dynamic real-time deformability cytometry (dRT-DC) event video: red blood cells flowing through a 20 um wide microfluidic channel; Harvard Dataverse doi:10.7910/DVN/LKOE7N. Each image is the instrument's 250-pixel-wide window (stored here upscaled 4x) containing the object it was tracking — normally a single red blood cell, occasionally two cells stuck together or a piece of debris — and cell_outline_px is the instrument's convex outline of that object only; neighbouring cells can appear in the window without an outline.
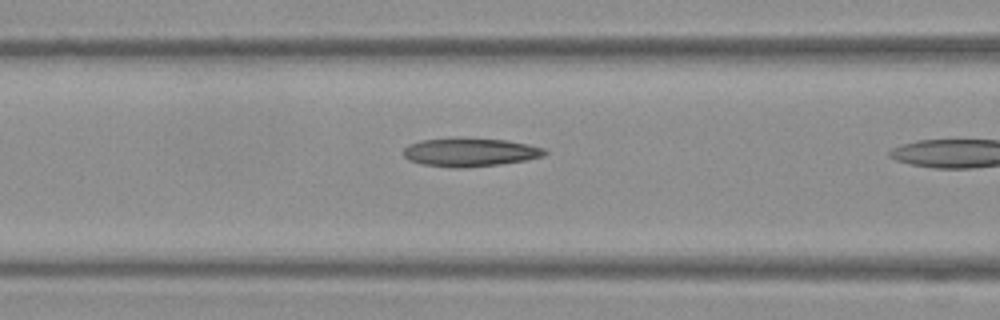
{"species": "Egyptian fruit bat (a non-hibernating species)", "species_latin": "Rousettus aegyptiacus", "temperature_condition": "warm", "stored_images_in_passage": 8, "camera_frame_rate_fps": 3000, "um_per_image_px": 0.085, "frame": {"image": 1, "passage_image": 7, "time_ms": 2.0, "image_size_px": [1000, 320], "cell_outline_px": [[548, 152], [544, 156], [524, 160], [500, 164], [464, 168], [452, 168], [420, 164], [408, 160], [400, 152], [408, 144], [420, 140], [456, 136], [508, 140], [528, 144], [544, 148]], "centroid_in_image_um": [39.88, 12.92], "position_along_channel_um": 126.7, "area_um2": 24.22}}